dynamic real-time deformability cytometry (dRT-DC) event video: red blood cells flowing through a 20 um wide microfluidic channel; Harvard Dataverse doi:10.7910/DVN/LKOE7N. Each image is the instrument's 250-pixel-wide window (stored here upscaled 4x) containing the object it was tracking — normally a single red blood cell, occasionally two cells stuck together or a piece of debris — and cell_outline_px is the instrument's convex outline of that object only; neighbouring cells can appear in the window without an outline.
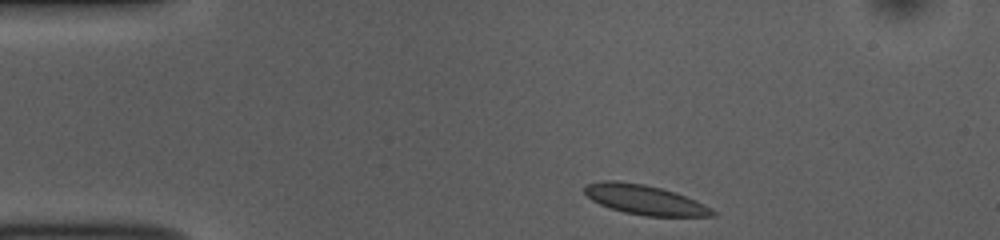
{"species": "common noctule bat (a hibernating species)", "species_latin": "Nyctalus noctula", "temperature_condition": "room temperature", "stored_images_in_passage": 44, "camera_frame_rate_fps": 3000, "um_per_image_px": 0.085, "animal": {"sex": "female", "body_mass_g": 10.0, "forearm_length_mm": 53.1}, "frame": {"image": 1, "passage_image": 1, "time_ms": 0.0, "image_size_px": [1000, 240], "cell_outline_px": [[716, 216], [644, 216], [624, 212], [608, 208], [592, 200], [584, 192], [584, 188], [588, 184], [604, 180], [616, 180], [644, 184], [676, 192], [696, 200], [704, 204], [716, 212]], "centroid_in_image_um": [54.81, 16.98], "position_along_channel_um": 30.2, "area_um2": 22.14}}
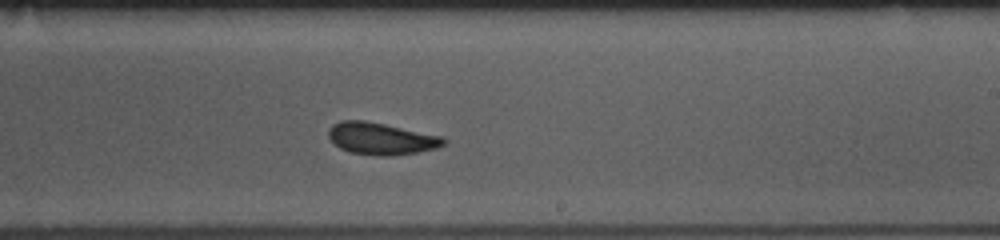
{"frame": {"image": 2, "passage_image": 23, "time_ms": 7.333, "image_size_px": [1000, 240], "cell_outline_px": [[448, 140], [444, 144], [436, 148], [416, 152], [388, 156], [380, 156], [348, 152], [340, 148], [328, 136], [328, 128], [332, 124], [340, 120], [364, 120], [444, 136]], "centroid_in_image_um": [32.39, 11.77], "position_along_channel_um": 256.6, "area_um2": 21.5}}
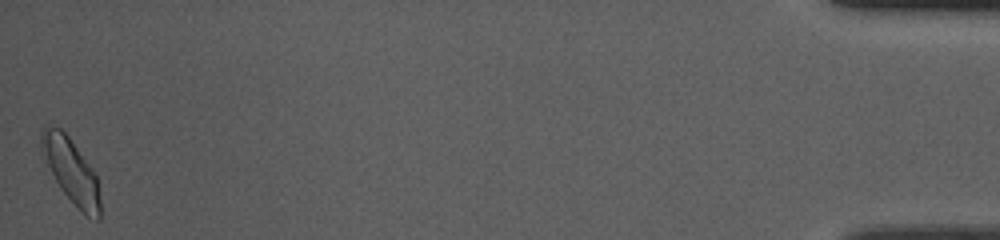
{"frame": {"image": 3, "passage_image": 44, "time_ms": 14.333, "image_size_px": [1000, 240], "cell_outline_px": [[100, 220], [96, 220], [84, 216], [60, 188], [48, 164], [40, 140], [40, 132], [48, 124], [60, 128], [68, 136], [92, 168], [96, 176], [100, 200]], "centroid_in_image_um": [6.08, 14.56], "position_along_channel_um": 429.1, "area_um2": 21.62}, "authors_computed_cell_mechanics": {"area_um2": 21.0392, "velocity_mm_per_s": 3.7778, "shape_relaxation_time_tau1_ms": 3.8581, "shape_relaxation_time_tau2_ms": 1.2938, "deformation_change_tau1": 0.101, "deformation_change_tau2": 0.0568}}